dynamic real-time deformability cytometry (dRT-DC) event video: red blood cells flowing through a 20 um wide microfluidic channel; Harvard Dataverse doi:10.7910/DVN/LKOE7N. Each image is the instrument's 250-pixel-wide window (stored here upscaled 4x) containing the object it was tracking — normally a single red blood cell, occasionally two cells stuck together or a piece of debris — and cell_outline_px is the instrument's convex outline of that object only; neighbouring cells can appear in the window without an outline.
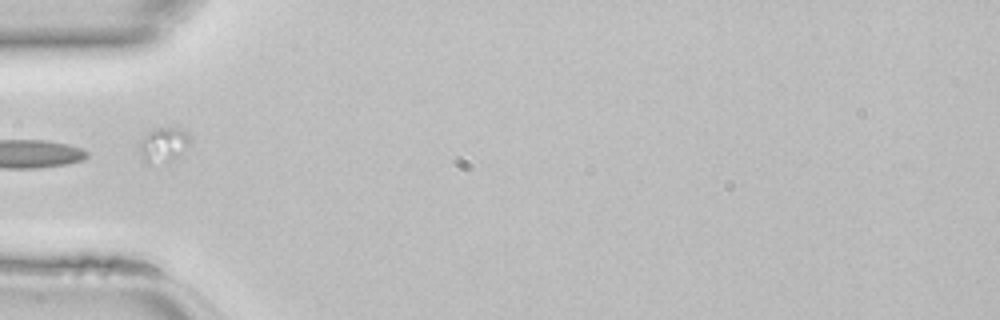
{"species": "common noctule bat (a hibernating species)", "species_latin": "Nyctalus noctula", "temperature_condition": "room temperature", "stored_images_in_passage": 21, "camera_frame_rate_fps": 3000, "um_per_image_px": 0.085, "animal": {"sex": "female", "body_mass_g": 22.7, "forearm_length_mm": 54.2}, "frame": {"image": 1, "passage_image": 1, "time_ms": 0.0, "image_size_px": [1000, 320], "cell_outline_px": [[192, 140], [172, 160], [152, 164], [144, 164], [140, 152], [140, 140], [152, 128], [184, 128], [192, 136]], "centroid_in_image_um": [13.89, 12.28], "position_along_channel_um": 71.1, "area_um2": 10.29}}
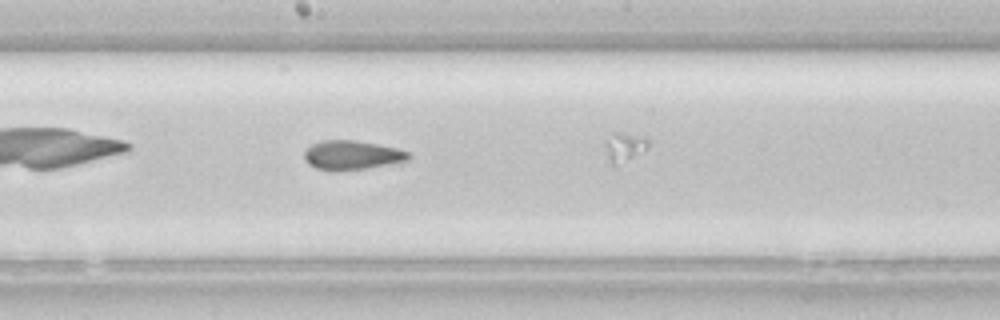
{"frame": {"image": 2, "passage_image": 10, "time_ms": 3.0, "image_size_px": [1000, 320], "cell_outline_px": [[412, 156], [408, 160], [368, 168], [336, 172], [316, 168], [308, 164], [304, 160], [304, 152], [312, 144], [320, 140], [352, 140], [376, 144], [396, 148], [408, 152]], "centroid_in_image_um": [29.87, 13.2], "position_along_channel_um": 218.3, "area_um2": 17.8}}